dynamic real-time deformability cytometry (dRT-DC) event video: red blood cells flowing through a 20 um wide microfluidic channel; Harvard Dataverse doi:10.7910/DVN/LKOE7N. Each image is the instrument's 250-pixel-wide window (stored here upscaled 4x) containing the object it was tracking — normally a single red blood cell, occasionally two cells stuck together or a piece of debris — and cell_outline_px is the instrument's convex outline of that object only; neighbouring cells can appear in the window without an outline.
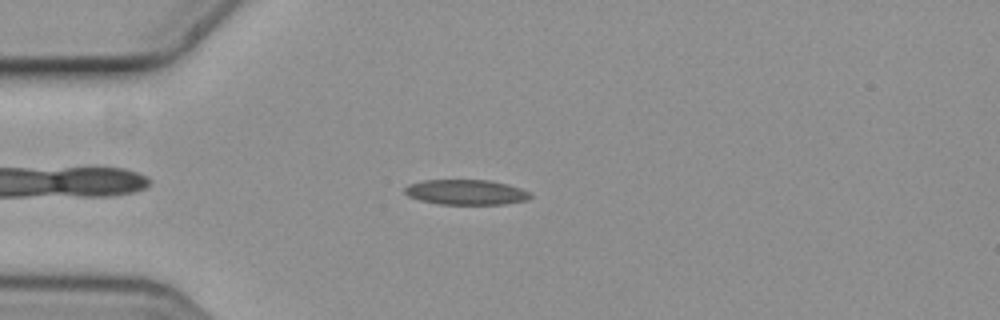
{"species": "common noctule bat (a hibernating species)", "species_latin": "Nyctalus noctula", "temperature_condition": "cold", "stored_images_in_passage": 8, "camera_frame_rate_fps": 3000, "um_per_image_px": 0.085, "animal": {"sex": "female", "body_mass_g": 19.3, "forearm_length_mm": 54.1}, "frame": {"image": 1, "passage_image": 3, "time_ms": 0.667, "image_size_px": [1000, 320], "cell_outline_px": [[532, 196], [528, 200], [504, 204], [436, 204], [420, 200], [408, 196], [404, 192], [404, 188], [408, 184], [424, 180], [488, 180], [508, 184], [532, 192]], "centroid_in_image_um": [39.63, 16.34], "position_along_channel_um": 45.4, "area_um2": 18.55}}
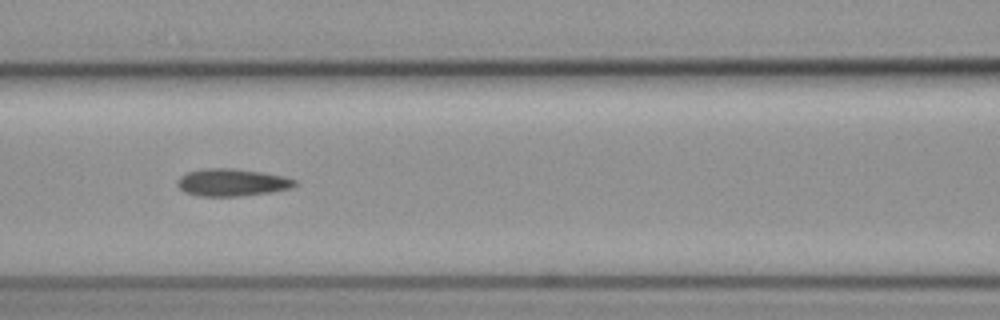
{"frame": {"image": 2, "passage_image": 6, "time_ms": 1.667, "image_size_px": [1000, 320], "cell_outline_px": [[296, 184], [292, 188], [272, 192], [240, 196], [196, 196], [184, 192], [176, 184], [176, 180], [180, 176], [188, 172], [204, 168], [232, 168], [260, 172], [284, 176], [296, 180]], "centroid_in_image_um": [19.69, 15.51], "position_along_channel_um": 146.9, "area_um2": 18.84}}
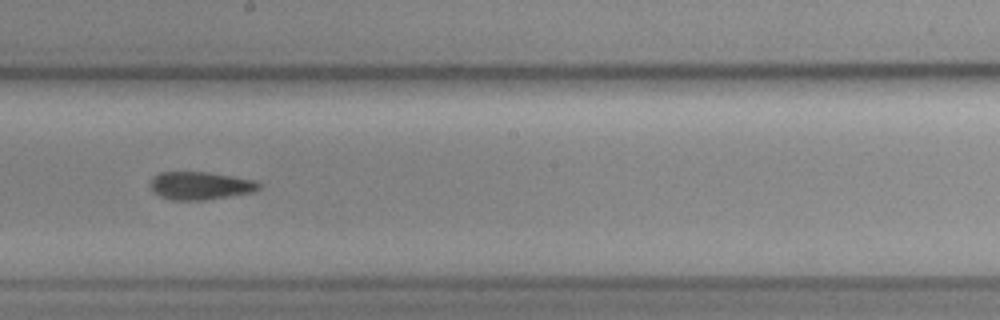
{"frame": {"image": 3, "passage_image": 8, "time_ms": 2.333, "image_size_px": [1000, 320], "cell_outline_px": [[260, 188], [252, 192], [204, 200], [168, 200], [152, 192], [152, 176], [160, 172], [208, 172], [252, 180], [260, 184]], "centroid_in_image_um": [16.97, 15.79], "position_along_channel_um": 231.2, "area_um2": 17.46}}